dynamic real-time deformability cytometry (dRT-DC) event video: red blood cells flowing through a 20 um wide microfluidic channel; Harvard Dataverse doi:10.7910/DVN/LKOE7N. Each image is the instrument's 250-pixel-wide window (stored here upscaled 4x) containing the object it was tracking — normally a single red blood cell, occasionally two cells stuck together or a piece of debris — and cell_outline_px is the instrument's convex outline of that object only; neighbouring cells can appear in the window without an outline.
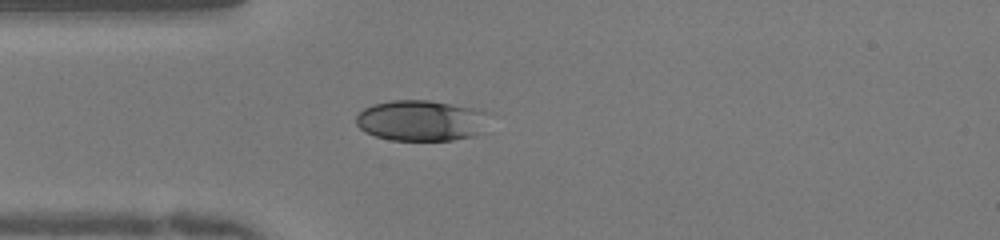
{"species": "human", "species_latin": "Homo sapiens", "temperature_condition": "warm", "stored_images_in_passage": 38, "camera_frame_rate_fps": 3000, "um_per_image_px": 0.085, "donor": {"sex": "female"}, "frame": {"image": 1, "passage_image": 1, "time_ms": 0.0, "image_size_px": [1000, 240], "cell_outline_px": [[488, 112], [480, 132], [476, 136], [452, 140], [392, 140], [376, 136], [364, 132], [356, 124], [356, 116], [364, 108], [376, 104], [392, 100], [428, 100], [472, 108]], "centroid_in_image_um": [35.75, 10.25], "position_along_channel_um": 49.2, "area_um2": 31.27}}
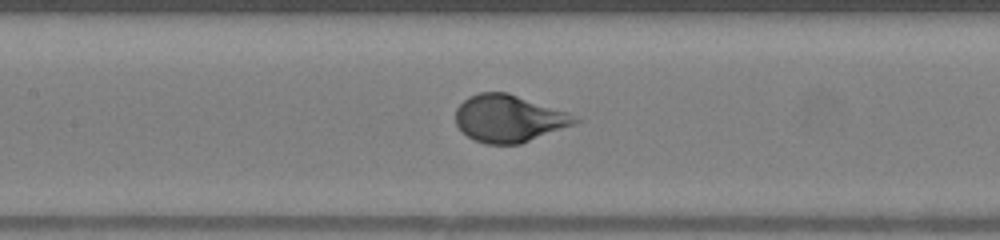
{"frame": {"image": 2, "passage_image": 10, "time_ms": 3.0, "image_size_px": [1000, 240], "cell_outline_px": [[584, 120], [576, 124], [520, 144], [488, 144], [476, 140], [468, 136], [456, 124], [456, 108], [468, 96], [480, 92], [508, 92], [568, 112]], "centroid_in_image_um": [43.29, 10.06], "position_along_channel_um": 164.1, "area_um2": 32.89}}
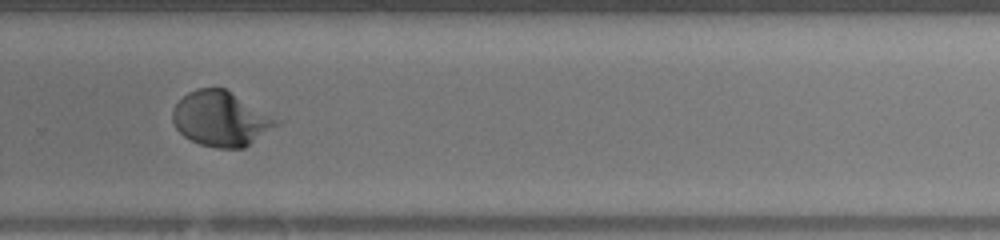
{"frame": {"image": 3, "passage_image": 21, "time_ms": 6.667, "image_size_px": [1000, 240], "cell_outline_px": [[284, 120], [280, 124], [244, 148], [216, 148], [200, 144], [184, 136], [176, 128], [172, 120], [172, 108], [188, 92], [196, 88], [224, 88]], "centroid_in_image_um": [18.82, 10.09], "position_along_channel_um": 311.0, "area_um2": 33.47}, "authors_computed_cell_mechanics": {"area_um2": 32.8015, "velocity_mm_per_s": 4.0203, "shape_relaxation_time_tau1_ms": 2.806, "shape_relaxation_time_tau2_ms": null, "deformation_change_tau1": 0.2099, "deformation_change_tau2": null}}